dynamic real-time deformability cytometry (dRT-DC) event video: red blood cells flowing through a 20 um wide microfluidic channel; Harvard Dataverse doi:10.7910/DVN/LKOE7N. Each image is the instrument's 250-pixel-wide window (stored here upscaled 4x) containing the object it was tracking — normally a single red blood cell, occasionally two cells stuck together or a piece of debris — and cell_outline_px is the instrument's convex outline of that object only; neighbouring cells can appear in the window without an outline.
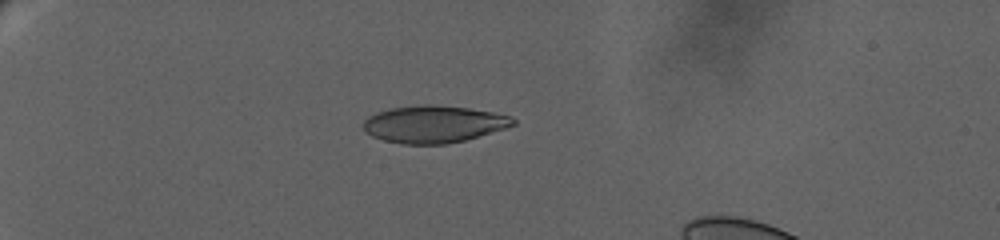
{"species": "human", "species_latin": "Homo sapiens", "temperature_condition": "warm", "stored_images_in_passage": 9, "camera_frame_rate_fps": 3000, "um_per_image_px": 0.085, "donor": {"sex": "female"}, "frame": {"image": 1, "passage_image": 1, "time_ms": 0.0, "image_size_px": [1000, 240], "cell_outline_px": [[516, 124], [504, 128], [464, 140], [444, 144], [400, 144], [384, 140], [372, 136], [364, 132], [364, 120], [368, 116], [376, 112], [392, 108], [424, 104], [432, 104], [468, 108], [492, 112], [512, 116], [516, 120]], "centroid_in_image_um": [36.84, 10.55], "position_along_channel_um": 48.2, "area_um2": 32.31}}